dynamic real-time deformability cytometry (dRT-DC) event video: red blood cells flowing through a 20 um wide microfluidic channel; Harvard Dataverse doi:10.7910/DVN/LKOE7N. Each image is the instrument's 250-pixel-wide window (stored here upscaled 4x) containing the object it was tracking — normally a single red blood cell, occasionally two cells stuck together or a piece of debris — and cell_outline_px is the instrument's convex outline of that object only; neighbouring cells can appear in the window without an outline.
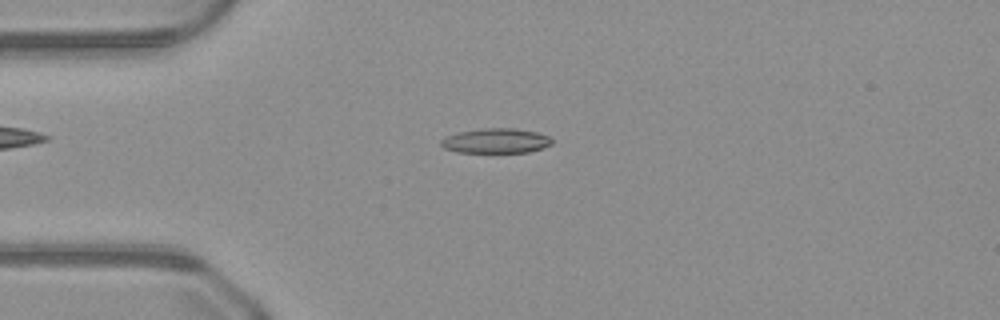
{"species": "common noctule bat (a hibernating species)", "species_latin": "Nyctalus noctula", "temperature_condition": "warm", "stored_images_in_passage": 49, "camera_frame_rate_fps": 3000, "um_per_image_px": 0.085, "animal": {"sex": "male", "body_mass_g": 23.1, "forearm_length_mm": 52.7}, "frame": {"image": 1, "passage_image": 12, "time_ms": 3.667, "image_size_px": [1000, 320], "cell_outline_px": [[552, 144], [544, 148], [528, 152], [456, 152], [444, 148], [440, 144], [440, 140], [448, 136], [460, 132], [484, 128], [512, 128], [536, 132], [548, 136], [552, 140]], "centroid_in_image_um": [42.16, 11.97], "position_along_channel_um": 42.8, "area_um2": 15.9}}
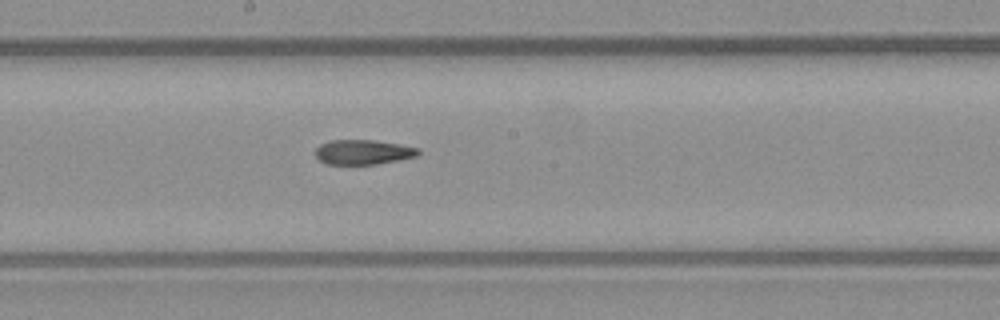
{"frame": {"image": 2, "passage_image": 26, "time_ms": 8.333, "image_size_px": [1000, 320], "cell_outline_px": [[420, 152], [416, 156], [376, 164], [328, 164], [320, 160], [316, 156], [316, 148], [320, 144], [332, 140], [372, 140], [400, 144], [420, 148]], "centroid_in_image_um": [30.87, 12.92], "position_along_channel_um": 217.3, "area_um2": 14.68}}
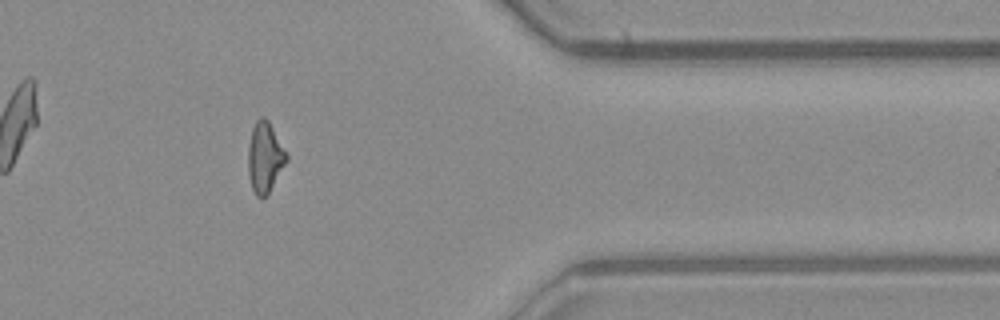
{"frame": {"image": 3, "passage_image": 40, "time_ms": 13.0, "image_size_px": [1000, 320], "cell_outline_px": [[288, 160], [268, 192], [264, 196], [256, 196], [252, 188], [248, 172], [248, 144], [252, 128], [256, 120], [260, 116], [264, 116], [268, 120], [288, 156]], "centroid_in_image_um": [22.49, 13.33], "position_along_channel_um": 388.9, "area_um2": 15.49}}